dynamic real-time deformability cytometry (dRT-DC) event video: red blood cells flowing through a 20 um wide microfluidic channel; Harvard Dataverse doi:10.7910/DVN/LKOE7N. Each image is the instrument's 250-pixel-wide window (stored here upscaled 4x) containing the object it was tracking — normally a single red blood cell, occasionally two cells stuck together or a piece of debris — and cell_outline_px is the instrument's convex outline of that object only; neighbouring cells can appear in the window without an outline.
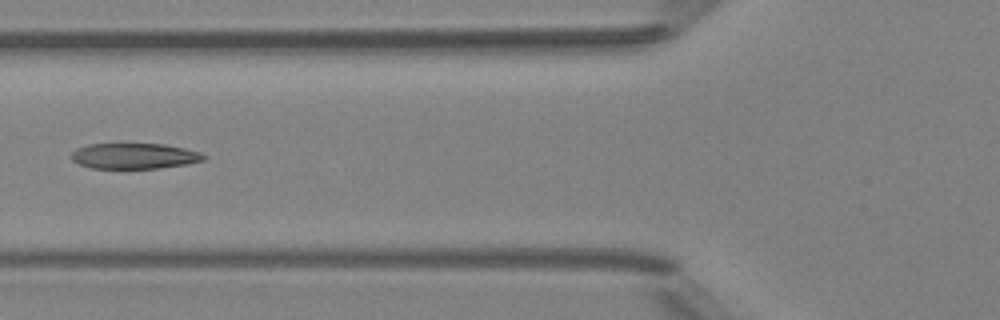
{"species": "Egyptian fruit bat (a non-hibernating species)", "species_latin": "Rousettus aegyptiacus", "temperature_condition": "room temperature", "stored_images_in_passage": 6, "camera_frame_rate_fps": 3000, "um_per_image_px": 0.085, "animal": {"sex": "female"}, "frame": {"image": 1, "passage_image": 4, "time_ms": 3.667, "image_size_px": [1000, 320], "cell_outline_px": [[208, 156], [204, 160], [188, 164], [160, 168], [92, 168], [80, 164], [72, 160], [72, 152], [76, 148], [88, 144], [164, 144], [184, 148], [200, 152]], "centroid_in_image_um": [11.45, 13.26], "position_along_channel_um": 114.4, "area_um2": 19.77}}
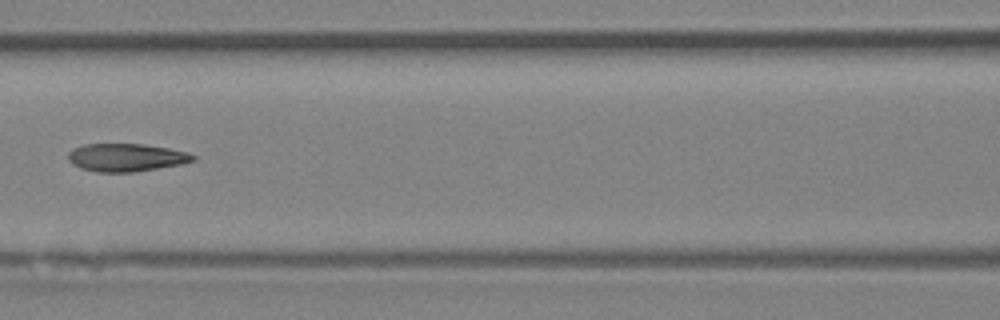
{"frame": {"image": 2, "passage_image": 5, "time_ms": 4.667, "image_size_px": [1000, 320], "cell_outline_px": [[196, 160], [180, 164], [132, 172], [96, 172], [80, 168], [72, 164], [68, 160], [68, 152], [72, 148], [84, 144], [144, 144], [168, 148], [188, 152], [196, 156]], "centroid_in_image_um": [10.69, 13.38], "position_along_channel_um": 155.9, "area_um2": 20.35}}
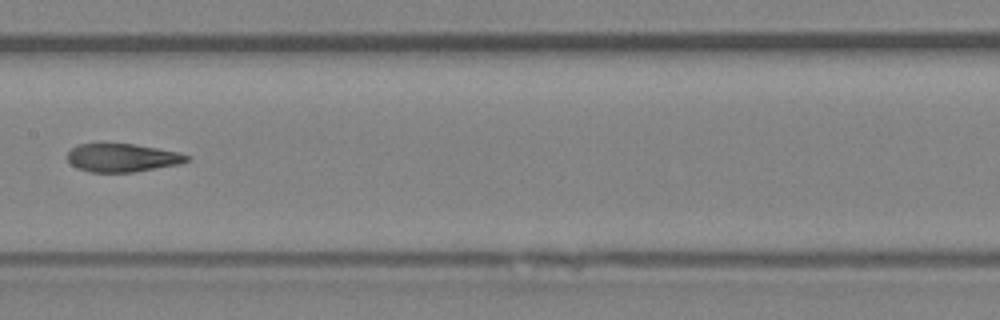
{"frame": {"image": 3, "passage_image": 6, "time_ms": 5.667, "image_size_px": [1000, 320], "cell_outline_px": [[192, 160], [180, 164], [132, 172], [88, 172], [72, 164], [68, 160], [68, 152], [72, 148], [80, 144], [136, 144], [180, 152], [188, 156]], "centroid_in_image_um": [10.45, 13.41], "position_along_channel_um": 197.0, "area_um2": 19.54}}